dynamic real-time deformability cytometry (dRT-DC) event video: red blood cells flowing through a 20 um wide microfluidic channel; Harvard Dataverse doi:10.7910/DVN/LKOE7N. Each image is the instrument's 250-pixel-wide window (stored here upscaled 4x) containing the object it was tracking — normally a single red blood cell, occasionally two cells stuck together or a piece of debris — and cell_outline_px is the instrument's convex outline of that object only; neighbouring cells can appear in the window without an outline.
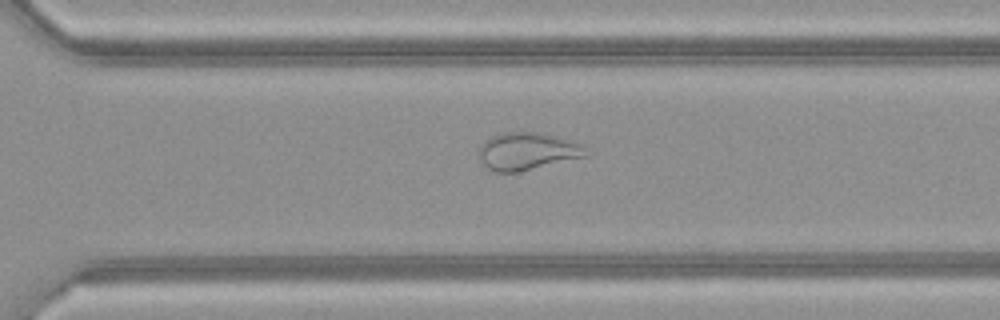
{"species": "common noctule bat (a hibernating species)", "species_latin": "Nyctalus noctula", "temperature_condition": "warm", "stored_images_in_passage": 47, "camera_frame_rate_fps": 3000, "um_per_image_px": 0.085, "animal": {"sex": "female", "body_mass_g": 21.9}, "frame": {"image": 1, "passage_image": 32, "time_ms": 10.333, "image_size_px": [1000, 320], "cell_outline_px": [[588, 156], [520, 172], [492, 172], [480, 160], [480, 148], [484, 140], [488, 136], [504, 132], [544, 132], [584, 144]], "centroid_in_image_um": [44.85, 12.85], "position_along_channel_um": 325.8, "area_um2": 23.76}}
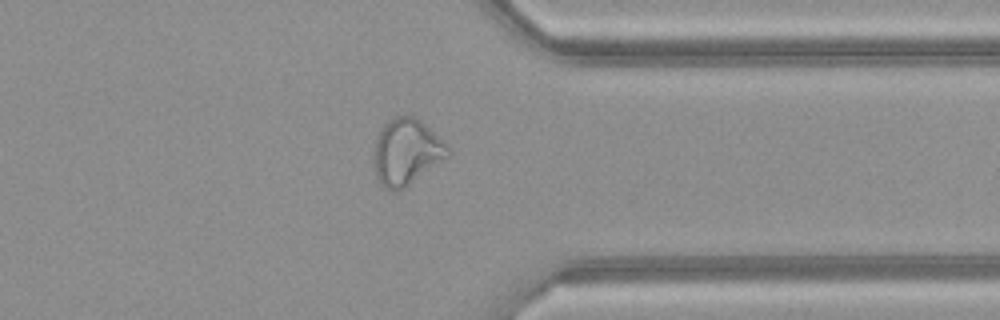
{"frame": {"image": 2, "passage_image": 36, "time_ms": 11.667, "image_size_px": [1000, 320], "cell_outline_px": [[452, 152], [448, 156], [404, 188], [396, 192], [392, 192], [384, 188], [380, 184], [376, 176], [372, 156], [376, 140], [384, 124], [392, 116], [416, 116], [448, 144], [452, 148]], "centroid_in_image_um": [34.54, 12.91], "position_along_channel_um": 376.9, "area_um2": 28.78}}
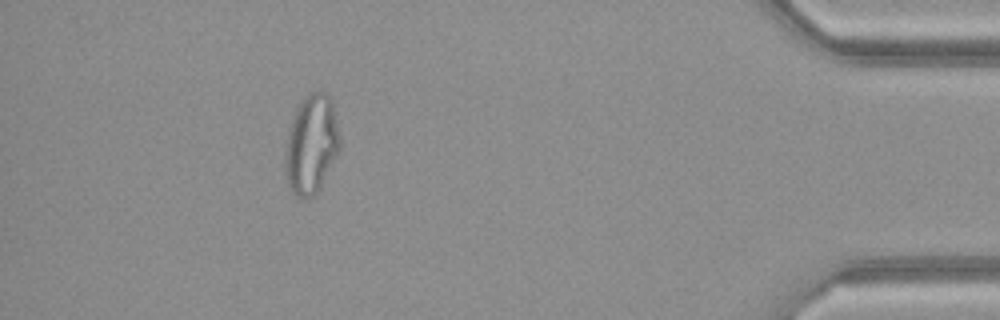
{"frame": {"image": 3, "passage_image": 42, "time_ms": 13.667, "image_size_px": [1000, 320], "cell_outline_px": [[340, 148], [320, 188], [312, 196], [304, 200], [296, 196], [292, 192], [288, 184], [284, 164], [284, 152], [288, 132], [296, 108], [300, 100], [308, 92], [320, 88], [328, 92], [332, 100], [340, 136]], "centroid_in_image_um": [26.46, 12.21], "position_along_channel_um": 408.7, "area_um2": 32.14}}